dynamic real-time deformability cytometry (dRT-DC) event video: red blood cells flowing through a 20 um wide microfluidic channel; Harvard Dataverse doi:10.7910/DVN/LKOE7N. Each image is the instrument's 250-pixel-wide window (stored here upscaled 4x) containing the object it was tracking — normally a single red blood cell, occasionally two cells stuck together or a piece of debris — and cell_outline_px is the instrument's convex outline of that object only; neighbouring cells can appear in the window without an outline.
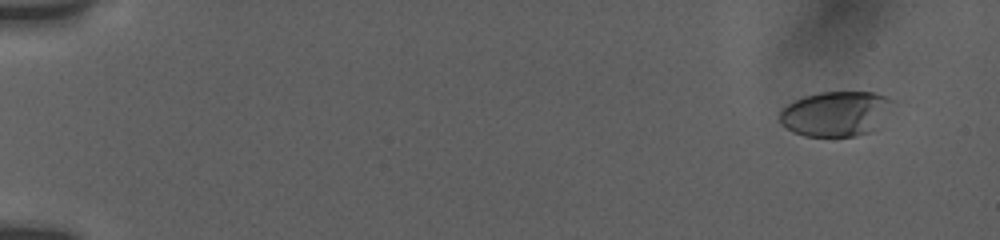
{"species": "human", "species_latin": "Homo sapiens", "temperature_condition": "room temperature", "stored_images_in_passage": 105, "camera_frame_rate_fps": 3000, "um_per_image_px": 0.085, "donor": {"sex": "female"}, "frame": {"image": 1, "passage_image": 8, "time_ms": 1.333, "image_size_px": [1000, 240], "cell_outline_px": [[904, 100], [884, 128], [876, 132], [856, 136], [804, 136], [792, 132], [780, 124], [780, 112], [788, 104], [804, 96], [820, 92], [876, 92]], "centroid_in_image_um": [71.35, 9.67], "position_along_channel_um": 13.7, "area_um2": 31.85}}
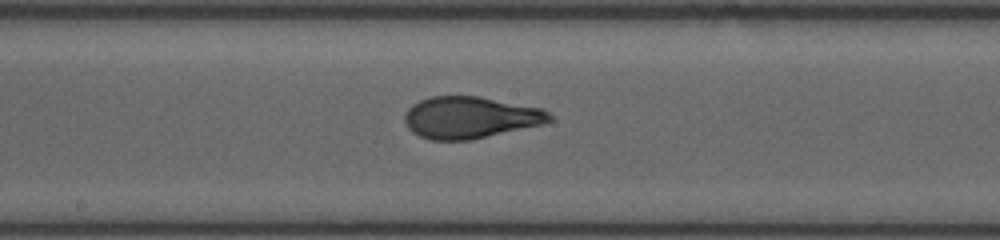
{"frame": {"image": 2, "passage_image": 59, "time_ms": 10.667, "image_size_px": [1000, 240], "cell_outline_px": [[552, 120], [544, 124], [472, 140], [432, 140], [420, 136], [412, 132], [408, 128], [404, 120], [404, 116], [408, 108], [412, 104], [420, 100], [432, 96], [480, 96], [544, 108], [552, 116]], "centroid_in_image_um": [39.99, 9.98], "position_along_channel_um": 208.2, "area_um2": 35.6}}
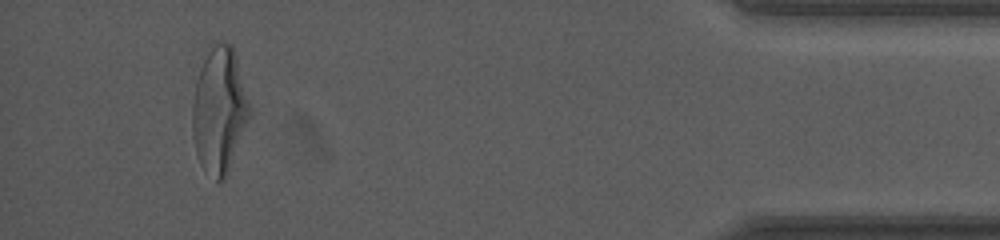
{"frame": {"image": 3, "passage_image": 99, "time_ms": 17.667, "image_size_px": [1000, 240], "cell_outline_px": [[252, 116], [228, 172], [220, 180], [216, 180], [200, 164], [196, 152], [192, 132], [192, 104], [196, 80], [204, 48], [212, 44], [224, 40], [232, 44], [236, 56], [252, 112]], "centroid_in_image_um": [18.64, 9.28], "position_along_channel_um": 416.6, "area_um2": 42.66}, "authors_computed_cell_mechanics": {"area_um2": 35.0846, "velocity_mm_per_s": 3.7782, "shape_relaxation_time_tau1_ms": 6.9002, "shape_relaxation_time_tau2_ms": 0.8749, "deformation_change_tau1": 0.2298, "deformation_change_tau2": 0.0789}}